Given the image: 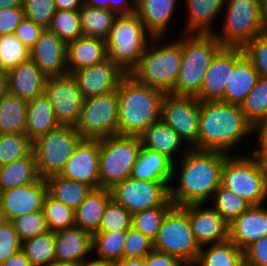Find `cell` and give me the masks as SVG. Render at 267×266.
<instances>
[{
  "label": "cell",
  "instance_id": "8c879c8a",
  "mask_svg": "<svg viewBox=\"0 0 267 266\" xmlns=\"http://www.w3.org/2000/svg\"><path fill=\"white\" fill-rule=\"evenodd\" d=\"M45 266H77V264L55 259L46 264Z\"/></svg>",
  "mask_w": 267,
  "mask_h": 266
},
{
  "label": "cell",
  "instance_id": "3957f363",
  "mask_svg": "<svg viewBox=\"0 0 267 266\" xmlns=\"http://www.w3.org/2000/svg\"><path fill=\"white\" fill-rule=\"evenodd\" d=\"M165 94L159 89L139 83L127 74L117 89L118 135L140 136L159 121Z\"/></svg>",
  "mask_w": 267,
  "mask_h": 266
},
{
  "label": "cell",
  "instance_id": "836d02e7",
  "mask_svg": "<svg viewBox=\"0 0 267 266\" xmlns=\"http://www.w3.org/2000/svg\"><path fill=\"white\" fill-rule=\"evenodd\" d=\"M27 103L8 92L0 97V134H26Z\"/></svg>",
  "mask_w": 267,
  "mask_h": 266
},
{
  "label": "cell",
  "instance_id": "74e56055",
  "mask_svg": "<svg viewBox=\"0 0 267 266\" xmlns=\"http://www.w3.org/2000/svg\"><path fill=\"white\" fill-rule=\"evenodd\" d=\"M21 250L33 266H45L56 259L54 232L47 231L22 241Z\"/></svg>",
  "mask_w": 267,
  "mask_h": 266
},
{
  "label": "cell",
  "instance_id": "d6986e66",
  "mask_svg": "<svg viewBox=\"0 0 267 266\" xmlns=\"http://www.w3.org/2000/svg\"><path fill=\"white\" fill-rule=\"evenodd\" d=\"M259 74L240 47H229V78L223 102L240 105L255 87Z\"/></svg>",
  "mask_w": 267,
  "mask_h": 266
},
{
  "label": "cell",
  "instance_id": "11a10c76",
  "mask_svg": "<svg viewBox=\"0 0 267 266\" xmlns=\"http://www.w3.org/2000/svg\"><path fill=\"white\" fill-rule=\"evenodd\" d=\"M44 28L33 21L23 18L15 29L14 35L29 49H31L39 39Z\"/></svg>",
  "mask_w": 267,
  "mask_h": 266
},
{
  "label": "cell",
  "instance_id": "52a82bcc",
  "mask_svg": "<svg viewBox=\"0 0 267 266\" xmlns=\"http://www.w3.org/2000/svg\"><path fill=\"white\" fill-rule=\"evenodd\" d=\"M234 155V156H233ZM229 154L222 167L221 186L244 198L251 205H261L267 198V172L258 157Z\"/></svg>",
  "mask_w": 267,
  "mask_h": 266
},
{
  "label": "cell",
  "instance_id": "2e32d148",
  "mask_svg": "<svg viewBox=\"0 0 267 266\" xmlns=\"http://www.w3.org/2000/svg\"><path fill=\"white\" fill-rule=\"evenodd\" d=\"M127 74L109 58L71 73L84 98L117 91L120 82Z\"/></svg>",
  "mask_w": 267,
  "mask_h": 266
},
{
  "label": "cell",
  "instance_id": "94428289",
  "mask_svg": "<svg viewBox=\"0 0 267 266\" xmlns=\"http://www.w3.org/2000/svg\"><path fill=\"white\" fill-rule=\"evenodd\" d=\"M0 266H33V265L20 249L18 252L10 256Z\"/></svg>",
  "mask_w": 267,
  "mask_h": 266
},
{
  "label": "cell",
  "instance_id": "4fadbf2b",
  "mask_svg": "<svg viewBox=\"0 0 267 266\" xmlns=\"http://www.w3.org/2000/svg\"><path fill=\"white\" fill-rule=\"evenodd\" d=\"M200 101L193 96L166 93L161 105V120L168 124L188 148L197 149Z\"/></svg>",
  "mask_w": 267,
  "mask_h": 266
},
{
  "label": "cell",
  "instance_id": "277c9868",
  "mask_svg": "<svg viewBox=\"0 0 267 266\" xmlns=\"http://www.w3.org/2000/svg\"><path fill=\"white\" fill-rule=\"evenodd\" d=\"M160 38L163 37H153L149 41L146 51L129 75L141 84L170 93L180 72L183 36L175 42L161 44V47L158 45Z\"/></svg>",
  "mask_w": 267,
  "mask_h": 266
},
{
  "label": "cell",
  "instance_id": "7c38bea8",
  "mask_svg": "<svg viewBox=\"0 0 267 266\" xmlns=\"http://www.w3.org/2000/svg\"><path fill=\"white\" fill-rule=\"evenodd\" d=\"M119 104L117 91L84 99L76 131L89 139L118 135Z\"/></svg>",
  "mask_w": 267,
  "mask_h": 266
},
{
  "label": "cell",
  "instance_id": "cb8c5ba5",
  "mask_svg": "<svg viewBox=\"0 0 267 266\" xmlns=\"http://www.w3.org/2000/svg\"><path fill=\"white\" fill-rule=\"evenodd\" d=\"M57 260L79 264L92 251V234L78 226L54 232Z\"/></svg>",
  "mask_w": 267,
  "mask_h": 266
},
{
  "label": "cell",
  "instance_id": "7a4b0ae2",
  "mask_svg": "<svg viewBox=\"0 0 267 266\" xmlns=\"http://www.w3.org/2000/svg\"><path fill=\"white\" fill-rule=\"evenodd\" d=\"M253 132L240 105L223 101L200 102L198 150L231 154V149ZM230 152V153H229Z\"/></svg>",
  "mask_w": 267,
  "mask_h": 266
},
{
  "label": "cell",
  "instance_id": "681fc988",
  "mask_svg": "<svg viewBox=\"0 0 267 266\" xmlns=\"http://www.w3.org/2000/svg\"><path fill=\"white\" fill-rule=\"evenodd\" d=\"M56 11L54 0H23L24 17L44 29H48Z\"/></svg>",
  "mask_w": 267,
  "mask_h": 266
},
{
  "label": "cell",
  "instance_id": "d590c367",
  "mask_svg": "<svg viewBox=\"0 0 267 266\" xmlns=\"http://www.w3.org/2000/svg\"><path fill=\"white\" fill-rule=\"evenodd\" d=\"M47 193L54 199L76 210L92 188L84 183L70 180L61 175L49 176L46 179Z\"/></svg>",
  "mask_w": 267,
  "mask_h": 266
},
{
  "label": "cell",
  "instance_id": "4316f807",
  "mask_svg": "<svg viewBox=\"0 0 267 266\" xmlns=\"http://www.w3.org/2000/svg\"><path fill=\"white\" fill-rule=\"evenodd\" d=\"M177 0H136L135 13L154 37H164Z\"/></svg>",
  "mask_w": 267,
  "mask_h": 266
},
{
  "label": "cell",
  "instance_id": "7dc6e473",
  "mask_svg": "<svg viewBox=\"0 0 267 266\" xmlns=\"http://www.w3.org/2000/svg\"><path fill=\"white\" fill-rule=\"evenodd\" d=\"M132 226V213L111 198L97 232L127 231Z\"/></svg>",
  "mask_w": 267,
  "mask_h": 266
},
{
  "label": "cell",
  "instance_id": "f35d334b",
  "mask_svg": "<svg viewBox=\"0 0 267 266\" xmlns=\"http://www.w3.org/2000/svg\"><path fill=\"white\" fill-rule=\"evenodd\" d=\"M240 108L253 127L267 119V77L259 76L255 87L247 94Z\"/></svg>",
  "mask_w": 267,
  "mask_h": 266
},
{
  "label": "cell",
  "instance_id": "003e7915",
  "mask_svg": "<svg viewBox=\"0 0 267 266\" xmlns=\"http://www.w3.org/2000/svg\"><path fill=\"white\" fill-rule=\"evenodd\" d=\"M7 92V72L0 69V97Z\"/></svg>",
  "mask_w": 267,
  "mask_h": 266
},
{
  "label": "cell",
  "instance_id": "60d3db41",
  "mask_svg": "<svg viewBox=\"0 0 267 266\" xmlns=\"http://www.w3.org/2000/svg\"><path fill=\"white\" fill-rule=\"evenodd\" d=\"M127 231L95 232L92 234V251L99 258L119 261L123 258V248Z\"/></svg>",
  "mask_w": 267,
  "mask_h": 266
},
{
  "label": "cell",
  "instance_id": "5b68a950",
  "mask_svg": "<svg viewBox=\"0 0 267 266\" xmlns=\"http://www.w3.org/2000/svg\"><path fill=\"white\" fill-rule=\"evenodd\" d=\"M183 58L179 76L170 92L178 96L197 97L212 57L222 47L216 36L202 33L183 34Z\"/></svg>",
  "mask_w": 267,
  "mask_h": 266
},
{
  "label": "cell",
  "instance_id": "91938a15",
  "mask_svg": "<svg viewBox=\"0 0 267 266\" xmlns=\"http://www.w3.org/2000/svg\"><path fill=\"white\" fill-rule=\"evenodd\" d=\"M257 132L258 141L260 148H255L253 150H267V119L260 121L253 127V132Z\"/></svg>",
  "mask_w": 267,
  "mask_h": 266
},
{
  "label": "cell",
  "instance_id": "7402d4cb",
  "mask_svg": "<svg viewBox=\"0 0 267 266\" xmlns=\"http://www.w3.org/2000/svg\"><path fill=\"white\" fill-rule=\"evenodd\" d=\"M267 235V208L251 205L229 224V239L241 250Z\"/></svg>",
  "mask_w": 267,
  "mask_h": 266
},
{
  "label": "cell",
  "instance_id": "9c48e42d",
  "mask_svg": "<svg viewBox=\"0 0 267 266\" xmlns=\"http://www.w3.org/2000/svg\"><path fill=\"white\" fill-rule=\"evenodd\" d=\"M222 34H213L222 47L242 48L256 36L265 33L260 0H226Z\"/></svg>",
  "mask_w": 267,
  "mask_h": 266
},
{
  "label": "cell",
  "instance_id": "f546056e",
  "mask_svg": "<svg viewBox=\"0 0 267 266\" xmlns=\"http://www.w3.org/2000/svg\"><path fill=\"white\" fill-rule=\"evenodd\" d=\"M111 198V190L108 188L92 189L75 210V226L91 234L97 232L104 209Z\"/></svg>",
  "mask_w": 267,
  "mask_h": 266
},
{
  "label": "cell",
  "instance_id": "e0dca14e",
  "mask_svg": "<svg viewBox=\"0 0 267 266\" xmlns=\"http://www.w3.org/2000/svg\"><path fill=\"white\" fill-rule=\"evenodd\" d=\"M99 139L83 138L62 169V177L99 188Z\"/></svg>",
  "mask_w": 267,
  "mask_h": 266
},
{
  "label": "cell",
  "instance_id": "ab89813d",
  "mask_svg": "<svg viewBox=\"0 0 267 266\" xmlns=\"http://www.w3.org/2000/svg\"><path fill=\"white\" fill-rule=\"evenodd\" d=\"M168 199L163 205L141 210L132 214V227L154 241L166 214L174 207Z\"/></svg>",
  "mask_w": 267,
  "mask_h": 266
},
{
  "label": "cell",
  "instance_id": "db71d44e",
  "mask_svg": "<svg viewBox=\"0 0 267 266\" xmlns=\"http://www.w3.org/2000/svg\"><path fill=\"white\" fill-rule=\"evenodd\" d=\"M243 257L245 266H267V235L250 244Z\"/></svg>",
  "mask_w": 267,
  "mask_h": 266
},
{
  "label": "cell",
  "instance_id": "ba28073f",
  "mask_svg": "<svg viewBox=\"0 0 267 266\" xmlns=\"http://www.w3.org/2000/svg\"><path fill=\"white\" fill-rule=\"evenodd\" d=\"M142 142L140 136L113 135L99 139V188L111 189L131 176Z\"/></svg>",
  "mask_w": 267,
  "mask_h": 266
},
{
  "label": "cell",
  "instance_id": "8d00e7d4",
  "mask_svg": "<svg viewBox=\"0 0 267 266\" xmlns=\"http://www.w3.org/2000/svg\"><path fill=\"white\" fill-rule=\"evenodd\" d=\"M78 11L83 35L106 40L117 14L109 9L95 8L84 3Z\"/></svg>",
  "mask_w": 267,
  "mask_h": 266
},
{
  "label": "cell",
  "instance_id": "603a6c76",
  "mask_svg": "<svg viewBox=\"0 0 267 266\" xmlns=\"http://www.w3.org/2000/svg\"><path fill=\"white\" fill-rule=\"evenodd\" d=\"M47 76L29 59L7 72L8 93L29 101L44 93Z\"/></svg>",
  "mask_w": 267,
  "mask_h": 266
},
{
  "label": "cell",
  "instance_id": "e7e4bbea",
  "mask_svg": "<svg viewBox=\"0 0 267 266\" xmlns=\"http://www.w3.org/2000/svg\"><path fill=\"white\" fill-rule=\"evenodd\" d=\"M115 266H145L144 258H122L115 262Z\"/></svg>",
  "mask_w": 267,
  "mask_h": 266
},
{
  "label": "cell",
  "instance_id": "484cf974",
  "mask_svg": "<svg viewBox=\"0 0 267 266\" xmlns=\"http://www.w3.org/2000/svg\"><path fill=\"white\" fill-rule=\"evenodd\" d=\"M68 74L101 63L108 58L106 42L100 38L82 35L67 44Z\"/></svg>",
  "mask_w": 267,
  "mask_h": 266
},
{
  "label": "cell",
  "instance_id": "1f68e13d",
  "mask_svg": "<svg viewBox=\"0 0 267 266\" xmlns=\"http://www.w3.org/2000/svg\"><path fill=\"white\" fill-rule=\"evenodd\" d=\"M225 2L226 0H186L188 19L184 33H214L211 22L222 11Z\"/></svg>",
  "mask_w": 267,
  "mask_h": 266
},
{
  "label": "cell",
  "instance_id": "6f0895ef",
  "mask_svg": "<svg viewBox=\"0 0 267 266\" xmlns=\"http://www.w3.org/2000/svg\"><path fill=\"white\" fill-rule=\"evenodd\" d=\"M145 266H185L175 256L153 249L144 257Z\"/></svg>",
  "mask_w": 267,
  "mask_h": 266
},
{
  "label": "cell",
  "instance_id": "753ad0ef",
  "mask_svg": "<svg viewBox=\"0 0 267 266\" xmlns=\"http://www.w3.org/2000/svg\"><path fill=\"white\" fill-rule=\"evenodd\" d=\"M1 194H2V192H1V189H0V206H1Z\"/></svg>",
  "mask_w": 267,
  "mask_h": 266
},
{
  "label": "cell",
  "instance_id": "30bf717a",
  "mask_svg": "<svg viewBox=\"0 0 267 266\" xmlns=\"http://www.w3.org/2000/svg\"><path fill=\"white\" fill-rule=\"evenodd\" d=\"M155 250L178 258L185 265L193 266L201 247L196 242L188 213L174 206L165 216L153 241Z\"/></svg>",
  "mask_w": 267,
  "mask_h": 266
},
{
  "label": "cell",
  "instance_id": "8fae6325",
  "mask_svg": "<svg viewBox=\"0 0 267 266\" xmlns=\"http://www.w3.org/2000/svg\"><path fill=\"white\" fill-rule=\"evenodd\" d=\"M83 137L75 127L59 125L32 142L40 178L59 175Z\"/></svg>",
  "mask_w": 267,
  "mask_h": 266
},
{
  "label": "cell",
  "instance_id": "f6af8a7d",
  "mask_svg": "<svg viewBox=\"0 0 267 266\" xmlns=\"http://www.w3.org/2000/svg\"><path fill=\"white\" fill-rule=\"evenodd\" d=\"M30 59V49L15 35L0 36V69L9 72L11 69Z\"/></svg>",
  "mask_w": 267,
  "mask_h": 266
},
{
  "label": "cell",
  "instance_id": "6da1fadb",
  "mask_svg": "<svg viewBox=\"0 0 267 266\" xmlns=\"http://www.w3.org/2000/svg\"><path fill=\"white\" fill-rule=\"evenodd\" d=\"M182 153L179 184L169 186V199L179 207L206 204L221 185L222 167L229 154L195 148Z\"/></svg>",
  "mask_w": 267,
  "mask_h": 266
},
{
  "label": "cell",
  "instance_id": "e575fe53",
  "mask_svg": "<svg viewBox=\"0 0 267 266\" xmlns=\"http://www.w3.org/2000/svg\"><path fill=\"white\" fill-rule=\"evenodd\" d=\"M193 266H244L243 250L230 239L202 246Z\"/></svg>",
  "mask_w": 267,
  "mask_h": 266
},
{
  "label": "cell",
  "instance_id": "8992f818",
  "mask_svg": "<svg viewBox=\"0 0 267 266\" xmlns=\"http://www.w3.org/2000/svg\"><path fill=\"white\" fill-rule=\"evenodd\" d=\"M153 37L135 12L117 15L105 40L107 56L129 74Z\"/></svg>",
  "mask_w": 267,
  "mask_h": 266
},
{
  "label": "cell",
  "instance_id": "6125c7cd",
  "mask_svg": "<svg viewBox=\"0 0 267 266\" xmlns=\"http://www.w3.org/2000/svg\"><path fill=\"white\" fill-rule=\"evenodd\" d=\"M57 10H79L83 0H54Z\"/></svg>",
  "mask_w": 267,
  "mask_h": 266
},
{
  "label": "cell",
  "instance_id": "2644e50d",
  "mask_svg": "<svg viewBox=\"0 0 267 266\" xmlns=\"http://www.w3.org/2000/svg\"><path fill=\"white\" fill-rule=\"evenodd\" d=\"M261 19L267 33V0H260Z\"/></svg>",
  "mask_w": 267,
  "mask_h": 266
},
{
  "label": "cell",
  "instance_id": "f1b7e54d",
  "mask_svg": "<svg viewBox=\"0 0 267 266\" xmlns=\"http://www.w3.org/2000/svg\"><path fill=\"white\" fill-rule=\"evenodd\" d=\"M140 138L144 148L161 153L173 162V177H175L177 162H174L173 157L184 143L180 136L160 119L147 128Z\"/></svg>",
  "mask_w": 267,
  "mask_h": 266
},
{
  "label": "cell",
  "instance_id": "03108f58",
  "mask_svg": "<svg viewBox=\"0 0 267 266\" xmlns=\"http://www.w3.org/2000/svg\"><path fill=\"white\" fill-rule=\"evenodd\" d=\"M83 3L95 8L109 9V0H83Z\"/></svg>",
  "mask_w": 267,
  "mask_h": 266
},
{
  "label": "cell",
  "instance_id": "bcb514c9",
  "mask_svg": "<svg viewBox=\"0 0 267 266\" xmlns=\"http://www.w3.org/2000/svg\"><path fill=\"white\" fill-rule=\"evenodd\" d=\"M33 151L26 134H0V166L27 157Z\"/></svg>",
  "mask_w": 267,
  "mask_h": 266
},
{
  "label": "cell",
  "instance_id": "680465c9",
  "mask_svg": "<svg viewBox=\"0 0 267 266\" xmlns=\"http://www.w3.org/2000/svg\"><path fill=\"white\" fill-rule=\"evenodd\" d=\"M136 0H109V10L117 15L135 12Z\"/></svg>",
  "mask_w": 267,
  "mask_h": 266
},
{
  "label": "cell",
  "instance_id": "9f6ffc18",
  "mask_svg": "<svg viewBox=\"0 0 267 266\" xmlns=\"http://www.w3.org/2000/svg\"><path fill=\"white\" fill-rule=\"evenodd\" d=\"M23 18V6L0 9V36L13 34Z\"/></svg>",
  "mask_w": 267,
  "mask_h": 266
},
{
  "label": "cell",
  "instance_id": "7bdbcfd3",
  "mask_svg": "<svg viewBox=\"0 0 267 266\" xmlns=\"http://www.w3.org/2000/svg\"><path fill=\"white\" fill-rule=\"evenodd\" d=\"M49 231L55 232L75 226V210L46 194L43 207Z\"/></svg>",
  "mask_w": 267,
  "mask_h": 266
},
{
  "label": "cell",
  "instance_id": "4dcf8cb0",
  "mask_svg": "<svg viewBox=\"0 0 267 266\" xmlns=\"http://www.w3.org/2000/svg\"><path fill=\"white\" fill-rule=\"evenodd\" d=\"M58 126L53 105L44 93L28 101L26 135L32 142Z\"/></svg>",
  "mask_w": 267,
  "mask_h": 266
},
{
  "label": "cell",
  "instance_id": "f907efd6",
  "mask_svg": "<svg viewBox=\"0 0 267 266\" xmlns=\"http://www.w3.org/2000/svg\"><path fill=\"white\" fill-rule=\"evenodd\" d=\"M243 54L261 77H267V33L256 36L242 47Z\"/></svg>",
  "mask_w": 267,
  "mask_h": 266
},
{
  "label": "cell",
  "instance_id": "ffe728a7",
  "mask_svg": "<svg viewBox=\"0 0 267 266\" xmlns=\"http://www.w3.org/2000/svg\"><path fill=\"white\" fill-rule=\"evenodd\" d=\"M204 204L182 206L188 213L194 238L200 247L220 243L229 239V223L212 208H201Z\"/></svg>",
  "mask_w": 267,
  "mask_h": 266
},
{
  "label": "cell",
  "instance_id": "d6a6232c",
  "mask_svg": "<svg viewBox=\"0 0 267 266\" xmlns=\"http://www.w3.org/2000/svg\"><path fill=\"white\" fill-rule=\"evenodd\" d=\"M40 179L33 151L22 159L0 166V189L4 192Z\"/></svg>",
  "mask_w": 267,
  "mask_h": 266
},
{
  "label": "cell",
  "instance_id": "89a4df30",
  "mask_svg": "<svg viewBox=\"0 0 267 266\" xmlns=\"http://www.w3.org/2000/svg\"><path fill=\"white\" fill-rule=\"evenodd\" d=\"M23 6V0H0V9Z\"/></svg>",
  "mask_w": 267,
  "mask_h": 266
},
{
  "label": "cell",
  "instance_id": "5bb4252c",
  "mask_svg": "<svg viewBox=\"0 0 267 266\" xmlns=\"http://www.w3.org/2000/svg\"><path fill=\"white\" fill-rule=\"evenodd\" d=\"M169 186L166 182L139 180L130 176L110 190L112 198L133 214L163 205L169 199Z\"/></svg>",
  "mask_w": 267,
  "mask_h": 266
},
{
  "label": "cell",
  "instance_id": "be15d7a7",
  "mask_svg": "<svg viewBox=\"0 0 267 266\" xmlns=\"http://www.w3.org/2000/svg\"><path fill=\"white\" fill-rule=\"evenodd\" d=\"M77 266H115V262L107 259L97 258L96 260L84 259Z\"/></svg>",
  "mask_w": 267,
  "mask_h": 266
},
{
  "label": "cell",
  "instance_id": "816d5d0a",
  "mask_svg": "<svg viewBox=\"0 0 267 266\" xmlns=\"http://www.w3.org/2000/svg\"><path fill=\"white\" fill-rule=\"evenodd\" d=\"M153 249V240L149 237L132 226L127 230V238L125 239L123 248V258H144Z\"/></svg>",
  "mask_w": 267,
  "mask_h": 266
},
{
  "label": "cell",
  "instance_id": "f5cc1de1",
  "mask_svg": "<svg viewBox=\"0 0 267 266\" xmlns=\"http://www.w3.org/2000/svg\"><path fill=\"white\" fill-rule=\"evenodd\" d=\"M21 249V241L10 223L0 221V265Z\"/></svg>",
  "mask_w": 267,
  "mask_h": 266
},
{
  "label": "cell",
  "instance_id": "c3c4849f",
  "mask_svg": "<svg viewBox=\"0 0 267 266\" xmlns=\"http://www.w3.org/2000/svg\"><path fill=\"white\" fill-rule=\"evenodd\" d=\"M10 223L21 242L49 231L43 210L16 217Z\"/></svg>",
  "mask_w": 267,
  "mask_h": 266
},
{
  "label": "cell",
  "instance_id": "9a60e30c",
  "mask_svg": "<svg viewBox=\"0 0 267 266\" xmlns=\"http://www.w3.org/2000/svg\"><path fill=\"white\" fill-rule=\"evenodd\" d=\"M44 94L53 105L59 125L75 126L84 103L82 92L71 74L48 77Z\"/></svg>",
  "mask_w": 267,
  "mask_h": 266
},
{
  "label": "cell",
  "instance_id": "d4e9b609",
  "mask_svg": "<svg viewBox=\"0 0 267 266\" xmlns=\"http://www.w3.org/2000/svg\"><path fill=\"white\" fill-rule=\"evenodd\" d=\"M229 78V47H221L212 57L204 74L198 96L200 102L223 101L225 84Z\"/></svg>",
  "mask_w": 267,
  "mask_h": 266
},
{
  "label": "cell",
  "instance_id": "b9f144b4",
  "mask_svg": "<svg viewBox=\"0 0 267 266\" xmlns=\"http://www.w3.org/2000/svg\"><path fill=\"white\" fill-rule=\"evenodd\" d=\"M48 30L56 34L66 44L83 35L78 10H57Z\"/></svg>",
  "mask_w": 267,
  "mask_h": 266
},
{
  "label": "cell",
  "instance_id": "44dd1931",
  "mask_svg": "<svg viewBox=\"0 0 267 266\" xmlns=\"http://www.w3.org/2000/svg\"><path fill=\"white\" fill-rule=\"evenodd\" d=\"M66 51L67 44L52 31L44 29L30 49V59L47 77L64 76L68 74Z\"/></svg>",
  "mask_w": 267,
  "mask_h": 266
},
{
  "label": "cell",
  "instance_id": "83f0119b",
  "mask_svg": "<svg viewBox=\"0 0 267 266\" xmlns=\"http://www.w3.org/2000/svg\"><path fill=\"white\" fill-rule=\"evenodd\" d=\"M131 177L139 180L166 182L173 180V162L165 155L142 146Z\"/></svg>",
  "mask_w": 267,
  "mask_h": 266
},
{
  "label": "cell",
  "instance_id": "ee69618b",
  "mask_svg": "<svg viewBox=\"0 0 267 266\" xmlns=\"http://www.w3.org/2000/svg\"><path fill=\"white\" fill-rule=\"evenodd\" d=\"M212 206L230 224L239 217L251 204L238 194L222 187L214 192Z\"/></svg>",
  "mask_w": 267,
  "mask_h": 266
},
{
  "label": "cell",
  "instance_id": "ac0fdd59",
  "mask_svg": "<svg viewBox=\"0 0 267 266\" xmlns=\"http://www.w3.org/2000/svg\"><path fill=\"white\" fill-rule=\"evenodd\" d=\"M46 194L47 183L43 178L2 192L0 206L2 220L11 221L24 214L42 210Z\"/></svg>",
  "mask_w": 267,
  "mask_h": 266
},
{
  "label": "cell",
  "instance_id": "a7ac6f4b",
  "mask_svg": "<svg viewBox=\"0 0 267 266\" xmlns=\"http://www.w3.org/2000/svg\"><path fill=\"white\" fill-rule=\"evenodd\" d=\"M251 154L260 159L264 170L267 172V150H253Z\"/></svg>",
  "mask_w": 267,
  "mask_h": 266
}]
</instances>
